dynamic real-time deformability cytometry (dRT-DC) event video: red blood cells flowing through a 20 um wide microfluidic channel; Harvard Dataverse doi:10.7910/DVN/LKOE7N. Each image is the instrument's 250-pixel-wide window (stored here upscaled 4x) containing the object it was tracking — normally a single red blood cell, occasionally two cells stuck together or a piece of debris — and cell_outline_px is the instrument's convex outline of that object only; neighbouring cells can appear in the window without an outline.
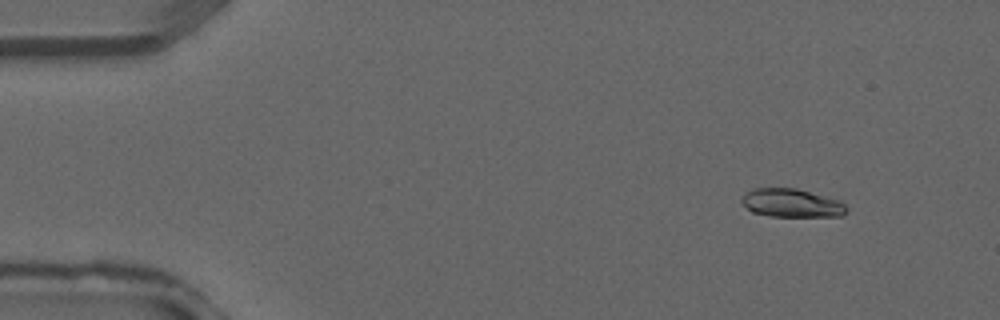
{"species": "common noctule bat (a hibernating species)", "species_latin": "Nyctalus noctula", "temperature_condition": "warm", "stored_images_in_passage": 38, "camera_frame_rate_fps": 3000, "um_per_image_px": 0.085, "animal": {"sex": "male", "forearm_length_mm": 52.5}, "frame": {"image": 1, "passage_image": 4, "time_ms": 1.0, "image_size_px": [1000, 320], "cell_outline_px": [[848, 212], [844, 216], [772, 216], [752, 212], [740, 200], [740, 196], [744, 192], [752, 188], [796, 188], [840, 200], [848, 208]], "centroid_in_image_um": [67.29, 17.25], "position_along_channel_um": 17.7, "area_um2": 17.51}}
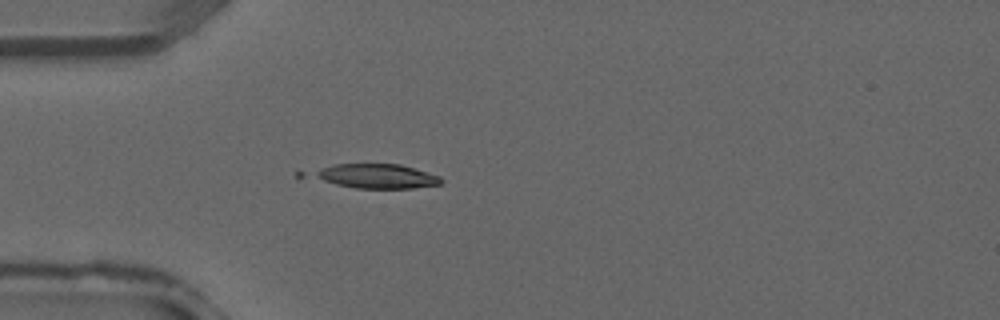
{"frame": {"image": 2, "passage_image": 11, "time_ms": 3.333, "image_size_px": [1000, 320], "cell_outline_px": [[444, 180], [440, 184], [412, 188], [356, 188], [336, 184], [324, 180], [316, 176], [316, 172], [324, 168], [336, 164], [400, 164], [440, 176]], "centroid_in_image_um": [32.13, 14.98], "position_along_channel_um": 52.9, "area_um2": 17.57}}
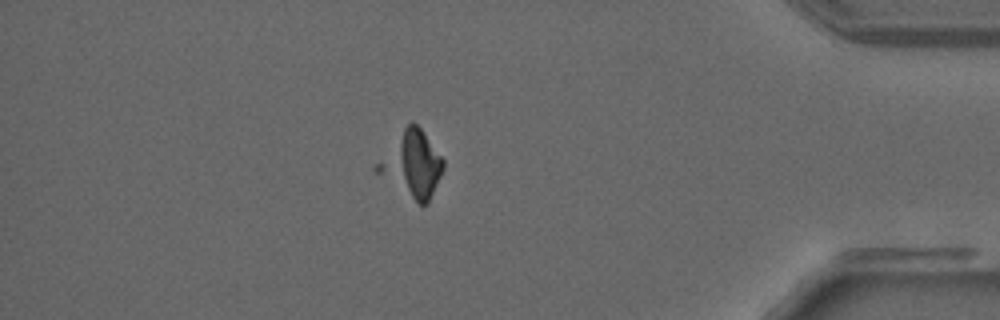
{"frame": {"image": 3, "passage_image": 33, "time_ms": 10.667, "image_size_px": [1000, 320], "cell_outline_px": [[444, 168], [428, 204], [420, 204], [376, 172], [372, 168], [404, 128], [412, 120], [420, 128], [444, 160]], "centroid_in_image_um": [35.02, 13.96], "position_along_channel_um": 400.2, "area_um2": 24.45}}